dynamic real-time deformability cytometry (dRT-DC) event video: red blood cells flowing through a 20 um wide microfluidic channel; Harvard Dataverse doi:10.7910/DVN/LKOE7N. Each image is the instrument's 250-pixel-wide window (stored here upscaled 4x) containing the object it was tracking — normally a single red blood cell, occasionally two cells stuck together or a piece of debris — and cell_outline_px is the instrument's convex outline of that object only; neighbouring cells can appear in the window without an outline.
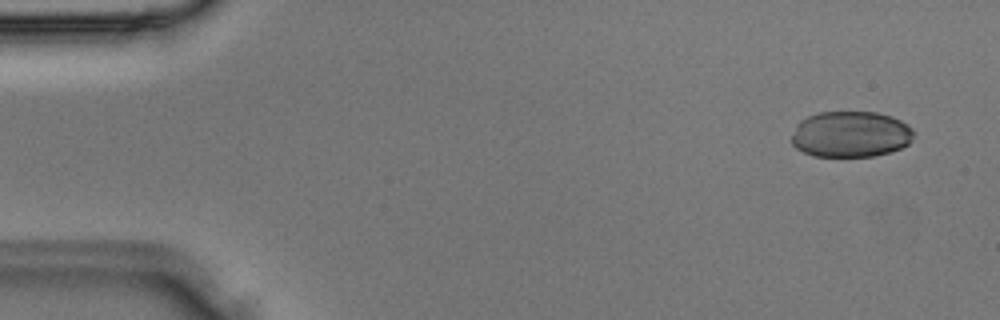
{"species": "Egyptian fruit bat (a non-hibernating species)", "species_latin": "Rousettus aegyptiacus", "temperature_condition": "room temperature", "stored_images_in_passage": 3, "camera_frame_rate_fps": 3000, "um_per_image_px": 0.085, "animal": {"sex": "male"}, "frame": {"image": 1, "passage_image": 1, "time_ms": 0.0, "image_size_px": [1000, 320], "cell_outline_px": [[912, 140], [908, 144], [900, 148], [888, 152], [872, 156], [816, 156], [804, 152], [796, 148], [792, 144], [792, 136], [796, 124], [800, 120], [808, 116], [820, 112], [876, 112], [892, 116], [908, 124], [912, 128]], "centroid_in_image_um": [72.3, 11.4], "position_along_channel_um": 12.7, "area_um2": 32.71}}
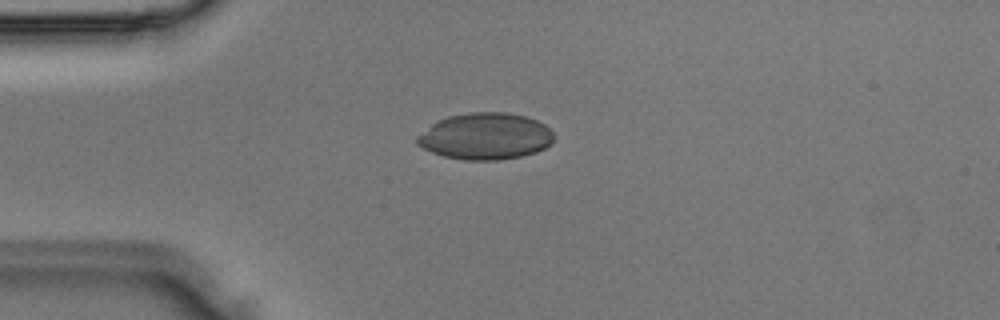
{"frame": {"image": 2, "passage_image": 3, "time_ms": 0.667, "image_size_px": [1000, 320], "cell_outline_px": [[556, 140], [552, 144], [536, 152], [520, 156], [496, 160], [464, 160], [444, 156], [432, 152], [416, 144], [416, 136], [436, 120], [448, 116], [472, 112], [504, 112], [524, 116], [536, 120], [544, 124], [552, 132]], "centroid_in_image_um": [41.25, 11.58], "position_along_channel_um": 43.7, "area_um2": 37.22}}